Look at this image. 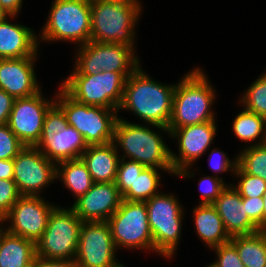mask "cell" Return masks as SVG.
Returning <instances> with one entry per match:
<instances>
[{
  "instance_id": "25",
  "label": "cell",
  "mask_w": 266,
  "mask_h": 267,
  "mask_svg": "<svg viewBox=\"0 0 266 267\" xmlns=\"http://www.w3.org/2000/svg\"><path fill=\"white\" fill-rule=\"evenodd\" d=\"M56 179L62 180L64 186L73 192L75 199L87 193L94 183L81 158L59 162Z\"/></svg>"
},
{
  "instance_id": "17",
  "label": "cell",
  "mask_w": 266,
  "mask_h": 267,
  "mask_svg": "<svg viewBox=\"0 0 266 267\" xmlns=\"http://www.w3.org/2000/svg\"><path fill=\"white\" fill-rule=\"evenodd\" d=\"M122 195L115 182L93 183L70 207L83 221H107L119 208Z\"/></svg>"
},
{
  "instance_id": "7",
  "label": "cell",
  "mask_w": 266,
  "mask_h": 267,
  "mask_svg": "<svg viewBox=\"0 0 266 267\" xmlns=\"http://www.w3.org/2000/svg\"><path fill=\"white\" fill-rule=\"evenodd\" d=\"M145 203L153 235L154 252L170 259L176 253L180 242L184 209L172 193L160 192Z\"/></svg>"
},
{
  "instance_id": "21",
  "label": "cell",
  "mask_w": 266,
  "mask_h": 267,
  "mask_svg": "<svg viewBox=\"0 0 266 267\" xmlns=\"http://www.w3.org/2000/svg\"><path fill=\"white\" fill-rule=\"evenodd\" d=\"M80 158L86 164L94 183L115 182L121 157L114 142L88 145Z\"/></svg>"
},
{
  "instance_id": "8",
  "label": "cell",
  "mask_w": 266,
  "mask_h": 267,
  "mask_svg": "<svg viewBox=\"0 0 266 267\" xmlns=\"http://www.w3.org/2000/svg\"><path fill=\"white\" fill-rule=\"evenodd\" d=\"M125 82L120 72L101 71L92 75H69L60 87L82 104L118 110Z\"/></svg>"
},
{
  "instance_id": "24",
  "label": "cell",
  "mask_w": 266,
  "mask_h": 267,
  "mask_svg": "<svg viewBox=\"0 0 266 267\" xmlns=\"http://www.w3.org/2000/svg\"><path fill=\"white\" fill-rule=\"evenodd\" d=\"M87 147L83 136L74 127L68 125L54 134L53 141L42 150V153L58 164L62 161L80 158Z\"/></svg>"
},
{
  "instance_id": "9",
  "label": "cell",
  "mask_w": 266,
  "mask_h": 267,
  "mask_svg": "<svg viewBox=\"0 0 266 267\" xmlns=\"http://www.w3.org/2000/svg\"><path fill=\"white\" fill-rule=\"evenodd\" d=\"M76 51L75 67L70 75L111 71L127 78L140 66L135 50L123 44L90 41Z\"/></svg>"
},
{
  "instance_id": "45",
  "label": "cell",
  "mask_w": 266,
  "mask_h": 267,
  "mask_svg": "<svg viewBox=\"0 0 266 267\" xmlns=\"http://www.w3.org/2000/svg\"><path fill=\"white\" fill-rule=\"evenodd\" d=\"M8 17V15L5 13V11L1 8L0 5V21Z\"/></svg>"
},
{
  "instance_id": "44",
  "label": "cell",
  "mask_w": 266,
  "mask_h": 267,
  "mask_svg": "<svg viewBox=\"0 0 266 267\" xmlns=\"http://www.w3.org/2000/svg\"><path fill=\"white\" fill-rule=\"evenodd\" d=\"M264 202V230H266V192L263 195Z\"/></svg>"
},
{
  "instance_id": "12",
  "label": "cell",
  "mask_w": 266,
  "mask_h": 267,
  "mask_svg": "<svg viewBox=\"0 0 266 267\" xmlns=\"http://www.w3.org/2000/svg\"><path fill=\"white\" fill-rule=\"evenodd\" d=\"M108 221L83 222L75 257L77 267H121Z\"/></svg>"
},
{
  "instance_id": "39",
  "label": "cell",
  "mask_w": 266,
  "mask_h": 267,
  "mask_svg": "<svg viewBox=\"0 0 266 267\" xmlns=\"http://www.w3.org/2000/svg\"><path fill=\"white\" fill-rule=\"evenodd\" d=\"M243 206L247 216L261 229L264 230V202L263 197L243 198Z\"/></svg>"
},
{
  "instance_id": "37",
  "label": "cell",
  "mask_w": 266,
  "mask_h": 267,
  "mask_svg": "<svg viewBox=\"0 0 266 267\" xmlns=\"http://www.w3.org/2000/svg\"><path fill=\"white\" fill-rule=\"evenodd\" d=\"M20 196L14 180H0V222Z\"/></svg>"
},
{
  "instance_id": "10",
  "label": "cell",
  "mask_w": 266,
  "mask_h": 267,
  "mask_svg": "<svg viewBox=\"0 0 266 267\" xmlns=\"http://www.w3.org/2000/svg\"><path fill=\"white\" fill-rule=\"evenodd\" d=\"M82 223L70 207H56L49 216L42 237L36 242V256L75 260Z\"/></svg>"
},
{
  "instance_id": "36",
  "label": "cell",
  "mask_w": 266,
  "mask_h": 267,
  "mask_svg": "<svg viewBox=\"0 0 266 267\" xmlns=\"http://www.w3.org/2000/svg\"><path fill=\"white\" fill-rule=\"evenodd\" d=\"M209 250L217 255V260L211 263L214 267H245L231 241Z\"/></svg>"
},
{
  "instance_id": "32",
  "label": "cell",
  "mask_w": 266,
  "mask_h": 267,
  "mask_svg": "<svg viewBox=\"0 0 266 267\" xmlns=\"http://www.w3.org/2000/svg\"><path fill=\"white\" fill-rule=\"evenodd\" d=\"M240 178L237 185L232 184V186L237 190V192L243 198H255L263 197L266 192V181L262 178L252 176L245 173L238 165L236 167L234 177Z\"/></svg>"
},
{
  "instance_id": "16",
  "label": "cell",
  "mask_w": 266,
  "mask_h": 267,
  "mask_svg": "<svg viewBox=\"0 0 266 267\" xmlns=\"http://www.w3.org/2000/svg\"><path fill=\"white\" fill-rule=\"evenodd\" d=\"M54 103L55 97L45 99L42 91L30 97L17 98L13 102L7 125L25 146L35 147L42 133L46 113Z\"/></svg>"
},
{
  "instance_id": "46",
  "label": "cell",
  "mask_w": 266,
  "mask_h": 267,
  "mask_svg": "<svg viewBox=\"0 0 266 267\" xmlns=\"http://www.w3.org/2000/svg\"><path fill=\"white\" fill-rule=\"evenodd\" d=\"M206 267H214L212 264L207 265Z\"/></svg>"
},
{
  "instance_id": "31",
  "label": "cell",
  "mask_w": 266,
  "mask_h": 267,
  "mask_svg": "<svg viewBox=\"0 0 266 267\" xmlns=\"http://www.w3.org/2000/svg\"><path fill=\"white\" fill-rule=\"evenodd\" d=\"M68 126L65 114L62 109L54 103L47 111L42 133L39 142L35 146L39 150H43L49 143L53 141L55 133L62 131Z\"/></svg>"
},
{
  "instance_id": "38",
  "label": "cell",
  "mask_w": 266,
  "mask_h": 267,
  "mask_svg": "<svg viewBox=\"0 0 266 267\" xmlns=\"http://www.w3.org/2000/svg\"><path fill=\"white\" fill-rule=\"evenodd\" d=\"M209 166L216 173H224L231 171L235 173L238 165L237 156L234 157L233 161L228 158L225 152L219 149H212L210 155H208Z\"/></svg>"
},
{
  "instance_id": "15",
  "label": "cell",
  "mask_w": 266,
  "mask_h": 267,
  "mask_svg": "<svg viewBox=\"0 0 266 267\" xmlns=\"http://www.w3.org/2000/svg\"><path fill=\"white\" fill-rule=\"evenodd\" d=\"M42 196H20L9 213L1 220L9 226L5 229L15 235L34 241L42 237L51 212L57 207Z\"/></svg>"
},
{
  "instance_id": "23",
  "label": "cell",
  "mask_w": 266,
  "mask_h": 267,
  "mask_svg": "<svg viewBox=\"0 0 266 267\" xmlns=\"http://www.w3.org/2000/svg\"><path fill=\"white\" fill-rule=\"evenodd\" d=\"M193 215L197 235L207 247L212 249L231 240L222 218L212 204H199L193 208Z\"/></svg>"
},
{
  "instance_id": "11",
  "label": "cell",
  "mask_w": 266,
  "mask_h": 267,
  "mask_svg": "<svg viewBox=\"0 0 266 267\" xmlns=\"http://www.w3.org/2000/svg\"><path fill=\"white\" fill-rule=\"evenodd\" d=\"M116 249H141L154 252L153 235L145 202L122 200L107 220Z\"/></svg>"
},
{
  "instance_id": "28",
  "label": "cell",
  "mask_w": 266,
  "mask_h": 267,
  "mask_svg": "<svg viewBox=\"0 0 266 267\" xmlns=\"http://www.w3.org/2000/svg\"><path fill=\"white\" fill-rule=\"evenodd\" d=\"M169 172V170H163L155 167H145L144 170L136 176L133 185L122 195V200L146 202L158 192V187L162 184L160 179V173Z\"/></svg>"
},
{
  "instance_id": "14",
  "label": "cell",
  "mask_w": 266,
  "mask_h": 267,
  "mask_svg": "<svg viewBox=\"0 0 266 267\" xmlns=\"http://www.w3.org/2000/svg\"><path fill=\"white\" fill-rule=\"evenodd\" d=\"M13 163V180L21 196H40L42 190L56 180L57 164L36 147L23 148Z\"/></svg>"
},
{
  "instance_id": "20",
  "label": "cell",
  "mask_w": 266,
  "mask_h": 267,
  "mask_svg": "<svg viewBox=\"0 0 266 267\" xmlns=\"http://www.w3.org/2000/svg\"><path fill=\"white\" fill-rule=\"evenodd\" d=\"M8 16L0 21V59L38 56L39 41L33 29L8 22Z\"/></svg>"
},
{
  "instance_id": "42",
  "label": "cell",
  "mask_w": 266,
  "mask_h": 267,
  "mask_svg": "<svg viewBox=\"0 0 266 267\" xmlns=\"http://www.w3.org/2000/svg\"><path fill=\"white\" fill-rule=\"evenodd\" d=\"M23 0H0L1 8L8 16H17L22 8Z\"/></svg>"
},
{
  "instance_id": "6",
  "label": "cell",
  "mask_w": 266,
  "mask_h": 267,
  "mask_svg": "<svg viewBox=\"0 0 266 267\" xmlns=\"http://www.w3.org/2000/svg\"><path fill=\"white\" fill-rule=\"evenodd\" d=\"M59 89L55 103L65 114L68 125L83 136L87 145L113 142L118 110L82 104L71 98L60 86Z\"/></svg>"
},
{
  "instance_id": "30",
  "label": "cell",
  "mask_w": 266,
  "mask_h": 267,
  "mask_svg": "<svg viewBox=\"0 0 266 267\" xmlns=\"http://www.w3.org/2000/svg\"><path fill=\"white\" fill-rule=\"evenodd\" d=\"M240 98L245 109L266 118V72L259 75Z\"/></svg>"
},
{
  "instance_id": "34",
  "label": "cell",
  "mask_w": 266,
  "mask_h": 267,
  "mask_svg": "<svg viewBox=\"0 0 266 267\" xmlns=\"http://www.w3.org/2000/svg\"><path fill=\"white\" fill-rule=\"evenodd\" d=\"M25 147L7 124L0 125V160H13Z\"/></svg>"
},
{
  "instance_id": "41",
  "label": "cell",
  "mask_w": 266,
  "mask_h": 267,
  "mask_svg": "<svg viewBox=\"0 0 266 267\" xmlns=\"http://www.w3.org/2000/svg\"><path fill=\"white\" fill-rule=\"evenodd\" d=\"M31 267H77L74 260L35 258Z\"/></svg>"
},
{
  "instance_id": "18",
  "label": "cell",
  "mask_w": 266,
  "mask_h": 267,
  "mask_svg": "<svg viewBox=\"0 0 266 267\" xmlns=\"http://www.w3.org/2000/svg\"><path fill=\"white\" fill-rule=\"evenodd\" d=\"M37 56L0 59V89L14 99L25 98L40 92L34 65Z\"/></svg>"
},
{
  "instance_id": "43",
  "label": "cell",
  "mask_w": 266,
  "mask_h": 267,
  "mask_svg": "<svg viewBox=\"0 0 266 267\" xmlns=\"http://www.w3.org/2000/svg\"><path fill=\"white\" fill-rule=\"evenodd\" d=\"M14 163L13 160H0V180H13Z\"/></svg>"
},
{
  "instance_id": "22",
  "label": "cell",
  "mask_w": 266,
  "mask_h": 267,
  "mask_svg": "<svg viewBox=\"0 0 266 267\" xmlns=\"http://www.w3.org/2000/svg\"><path fill=\"white\" fill-rule=\"evenodd\" d=\"M36 258V243L8 232L0 224V267H31Z\"/></svg>"
},
{
  "instance_id": "5",
  "label": "cell",
  "mask_w": 266,
  "mask_h": 267,
  "mask_svg": "<svg viewBox=\"0 0 266 267\" xmlns=\"http://www.w3.org/2000/svg\"><path fill=\"white\" fill-rule=\"evenodd\" d=\"M42 28L41 41H66L81 46L90 42L91 0H53Z\"/></svg>"
},
{
  "instance_id": "35",
  "label": "cell",
  "mask_w": 266,
  "mask_h": 267,
  "mask_svg": "<svg viewBox=\"0 0 266 267\" xmlns=\"http://www.w3.org/2000/svg\"><path fill=\"white\" fill-rule=\"evenodd\" d=\"M198 185L202 196L200 204L209 205L215 202L228 184L223 181V178H219L217 175L215 177L206 175L199 180Z\"/></svg>"
},
{
  "instance_id": "13",
  "label": "cell",
  "mask_w": 266,
  "mask_h": 267,
  "mask_svg": "<svg viewBox=\"0 0 266 267\" xmlns=\"http://www.w3.org/2000/svg\"><path fill=\"white\" fill-rule=\"evenodd\" d=\"M216 120L189 125L182 128H168L170 138L178 140L179 155L171 150V160L176 176L191 178L190 169L214 142L217 126Z\"/></svg>"
},
{
  "instance_id": "1",
  "label": "cell",
  "mask_w": 266,
  "mask_h": 267,
  "mask_svg": "<svg viewBox=\"0 0 266 267\" xmlns=\"http://www.w3.org/2000/svg\"><path fill=\"white\" fill-rule=\"evenodd\" d=\"M175 87L176 83L165 85L153 80L140 65L126 78L118 111L129 110L145 124L168 128Z\"/></svg>"
},
{
  "instance_id": "33",
  "label": "cell",
  "mask_w": 266,
  "mask_h": 267,
  "mask_svg": "<svg viewBox=\"0 0 266 267\" xmlns=\"http://www.w3.org/2000/svg\"><path fill=\"white\" fill-rule=\"evenodd\" d=\"M145 166L139 162L120 159L115 184L118 187L119 193L123 195L132 185L139 174L144 170Z\"/></svg>"
},
{
  "instance_id": "27",
  "label": "cell",
  "mask_w": 266,
  "mask_h": 267,
  "mask_svg": "<svg viewBox=\"0 0 266 267\" xmlns=\"http://www.w3.org/2000/svg\"><path fill=\"white\" fill-rule=\"evenodd\" d=\"M232 125L234 135L241 141L253 142L258 139L251 146L266 143V118L244 108L235 117Z\"/></svg>"
},
{
  "instance_id": "26",
  "label": "cell",
  "mask_w": 266,
  "mask_h": 267,
  "mask_svg": "<svg viewBox=\"0 0 266 267\" xmlns=\"http://www.w3.org/2000/svg\"><path fill=\"white\" fill-rule=\"evenodd\" d=\"M245 267H266V230L230 240Z\"/></svg>"
},
{
  "instance_id": "3",
  "label": "cell",
  "mask_w": 266,
  "mask_h": 267,
  "mask_svg": "<svg viewBox=\"0 0 266 267\" xmlns=\"http://www.w3.org/2000/svg\"><path fill=\"white\" fill-rule=\"evenodd\" d=\"M141 6L139 0H91L90 41L123 44L135 50Z\"/></svg>"
},
{
  "instance_id": "4",
  "label": "cell",
  "mask_w": 266,
  "mask_h": 267,
  "mask_svg": "<svg viewBox=\"0 0 266 267\" xmlns=\"http://www.w3.org/2000/svg\"><path fill=\"white\" fill-rule=\"evenodd\" d=\"M215 89L201 68L189 71L177 82L168 128H182L215 119L211 110L216 100Z\"/></svg>"
},
{
  "instance_id": "40",
  "label": "cell",
  "mask_w": 266,
  "mask_h": 267,
  "mask_svg": "<svg viewBox=\"0 0 266 267\" xmlns=\"http://www.w3.org/2000/svg\"><path fill=\"white\" fill-rule=\"evenodd\" d=\"M14 100L11 95L0 89V125L8 123Z\"/></svg>"
},
{
  "instance_id": "2",
  "label": "cell",
  "mask_w": 266,
  "mask_h": 267,
  "mask_svg": "<svg viewBox=\"0 0 266 267\" xmlns=\"http://www.w3.org/2000/svg\"><path fill=\"white\" fill-rule=\"evenodd\" d=\"M156 127L170 135L167 127L152 124L130 123L118 117L114 127V144L123 150L120 157L139 162L145 167H155L169 170L170 174L177 175L173 169L171 149L168 148L161 134L150 129Z\"/></svg>"
},
{
  "instance_id": "29",
  "label": "cell",
  "mask_w": 266,
  "mask_h": 267,
  "mask_svg": "<svg viewBox=\"0 0 266 267\" xmlns=\"http://www.w3.org/2000/svg\"><path fill=\"white\" fill-rule=\"evenodd\" d=\"M237 161L245 173L266 181V143L248 145L237 155Z\"/></svg>"
},
{
  "instance_id": "19",
  "label": "cell",
  "mask_w": 266,
  "mask_h": 267,
  "mask_svg": "<svg viewBox=\"0 0 266 267\" xmlns=\"http://www.w3.org/2000/svg\"><path fill=\"white\" fill-rule=\"evenodd\" d=\"M230 237L250 235L261 229L247 216L243 206V197L237 190L228 184L220 193V196L212 204Z\"/></svg>"
}]
</instances>
